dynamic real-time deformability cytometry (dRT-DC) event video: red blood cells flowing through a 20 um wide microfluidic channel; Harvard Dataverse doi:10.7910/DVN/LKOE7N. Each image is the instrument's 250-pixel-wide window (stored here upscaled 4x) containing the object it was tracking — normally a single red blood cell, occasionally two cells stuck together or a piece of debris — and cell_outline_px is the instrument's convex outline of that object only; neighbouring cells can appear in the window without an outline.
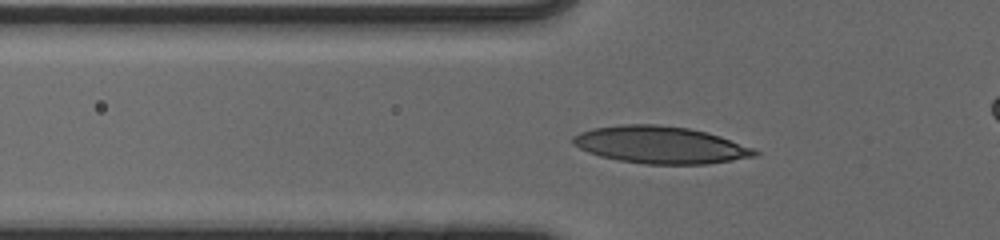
{"species": "human", "species_latin": "Homo sapiens", "temperature_condition": "cold", "stored_images_in_passage": 45, "camera_frame_rate_fps": 3000, "um_per_image_px": 0.085, "donor": {"sex": "male"}, "frame": {"image": 1, "passage_image": 15, "time_ms": 4.667, "image_size_px": [1000, 240], "cell_outline_px": [[760, 156], [708, 164], [644, 164], [620, 160], [600, 156], [588, 152], [572, 144], [572, 136], [580, 132], [592, 128], [624, 124], [656, 124], [688, 128], [708, 132], [756, 148], [760, 152]], "centroid_in_image_um": [56.19, 12.32], "position_along_channel_um": 69.6, "area_um2": 39.71}}
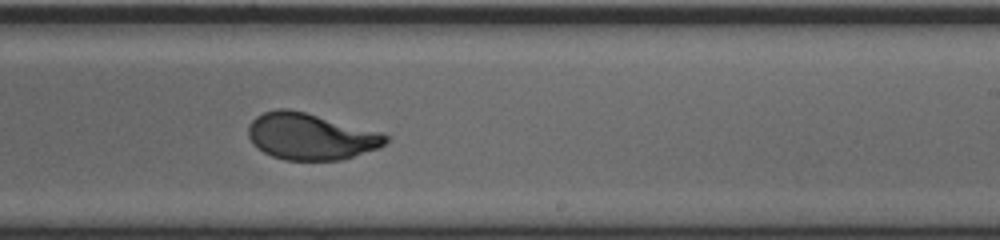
{"frame": {"image": 2, "passage_image": 30, "time_ms": 9.667, "image_size_px": [1000, 240], "cell_outline_px": [[388, 140], [380, 148], [340, 160], [284, 160], [272, 156], [256, 148], [252, 144], [248, 136], [248, 124], [256, 116], [264, 112], [276, 108], [288, 108], [304, 112], [380, 132], [388, 136]], "centroid_in_image_um": [26.35, 11.6], "position_along_channel_um": 262.6, "area_um2": 37.22}}
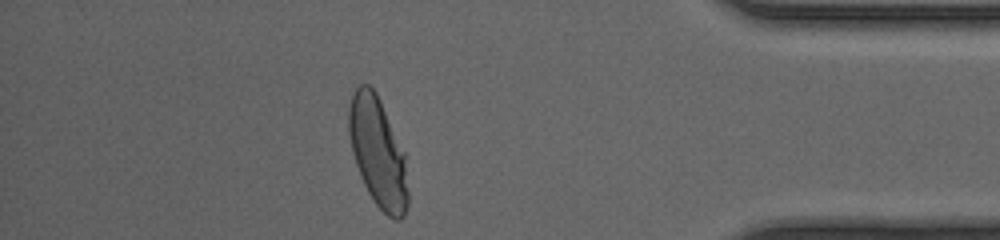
{"frame": {"image": 3, "passage_image": 43, "time_ms": 14.0, "image_size_px": [1000, 240], "cell_outline_px": [[408, 204], [404, 216], [400, 220], [392, 220], [376, 204], [368, 192], [364, 184], [356, 164], [352, 152], [348, 132], [348, 104], [352, 92], [360, 84], [368, 84], [376, 92], [380, 100], [404, 152], [408, 192]], "centroid_in_image_um": [32.1, 12.94], "position_along_channel_um": 403.1, "area_um2": 37.74}}